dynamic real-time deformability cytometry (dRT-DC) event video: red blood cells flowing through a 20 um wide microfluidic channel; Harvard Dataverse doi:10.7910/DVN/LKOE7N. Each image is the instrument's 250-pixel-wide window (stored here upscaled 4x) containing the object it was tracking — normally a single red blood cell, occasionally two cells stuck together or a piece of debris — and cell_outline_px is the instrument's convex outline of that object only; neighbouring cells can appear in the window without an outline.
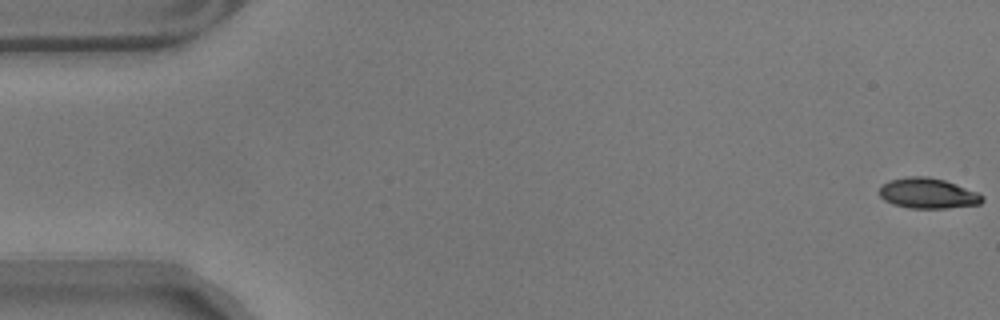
{"species": "common noctule bat (a hibernating species)", "species_latin": "Nyctalus noctula", "temperature_condition": "warm", "stored_images_in_passage": 14, "camera_frame_rate_fps": 3000, "um_per_image_px": 0.085, "animal": {"sex": "male", "body_mass_g": 17.9}, "frame": {"image": 1, "passage_image": 1, "time_ms": 0.0, "image_size_px": [1000, 320], "cell_outline_px": [[984, 200], [980, 204], [944, 208], [912, 208], [892, 204], [884, 200], [880, 196], [880, 188], [884, 184], [892, 180], [908, 176], [928, 176], [944, 180], [976, 192], [984, 196]], "centroid_in_image_um": [78.87, 16.43], "position_along_channel_um": 6.1, "area_um2": 17.98}}
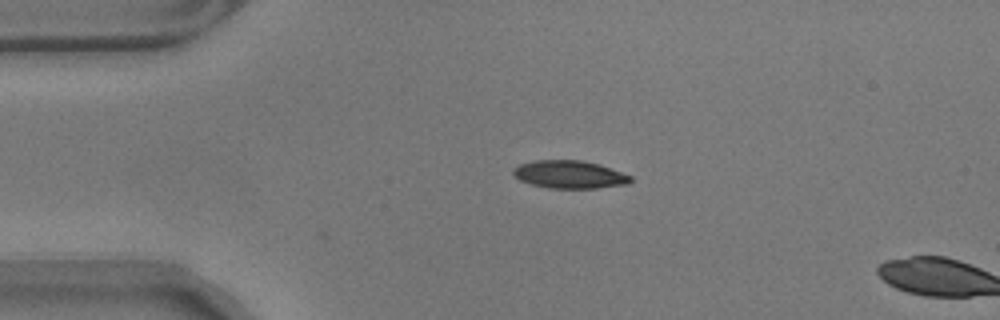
{"frame": {"image": 2, "passage_image": 13, "time_ms": 4.0, "image_size_px": [1000, 320], "cell_outline_px": [[632, 180], [628, 184], [596, 188], [548, 188], [532, 184], [520, 180], [512, 172], [512, 168], [520, 164], [536, 160], [584, 160], [600, 164], [632, 176]], "centroid_in_image_um": [48.43, 14.82], "position_along_channel_um": 36.6, "area_um2": 19.07}}